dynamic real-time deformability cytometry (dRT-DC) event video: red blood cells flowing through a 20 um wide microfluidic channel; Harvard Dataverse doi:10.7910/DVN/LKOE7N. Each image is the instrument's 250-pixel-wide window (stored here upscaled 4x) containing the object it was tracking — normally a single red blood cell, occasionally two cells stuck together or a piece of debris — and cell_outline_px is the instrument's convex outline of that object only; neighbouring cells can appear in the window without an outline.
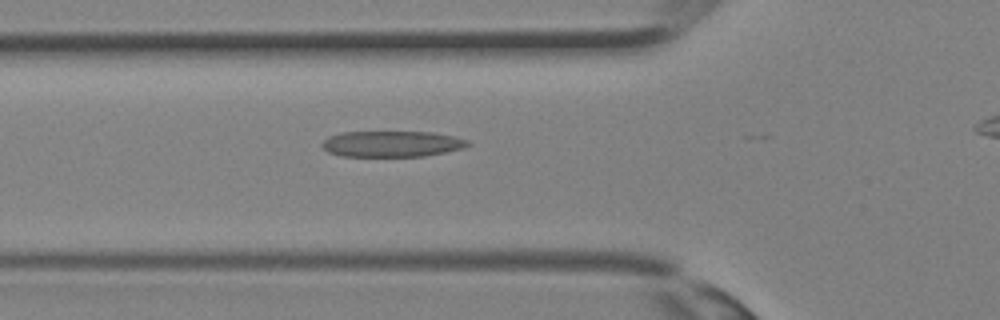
{"species": "Egyptian fruit bat (a non-hibernating species)", "species_latin": "Rousettus aegyptiacus", "temperature_condition": "room temperature", "stored_images_in_passage": 20, "camera_frame_rate_fps": 3000, "um_per_image_px": 0.085, "animal": {"sex": "female"}, "frame": {"image": 1, "passage_image": 3, "time_ms": 0.667, "image_size_px": [1000, 320], "cell_outline_px": [[472, 144], [464, 148], [424, 156], [340, 156], [328, 152], [320, 144], [328, 136], [340, 132], [432, 132], [452, 136], [468, 140]], "centroid_in_image_um": [33.29, 12.23], "position_along_channel_um": 92.5, "area_um2": 22.08}}
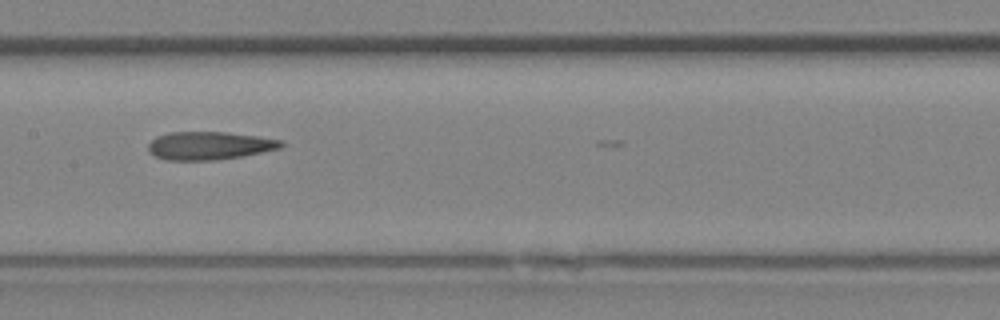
{"frame": {"image": 2, "passage_image": 8, "time_ms": 2.333, "image_size_px": [1000, 320], "cell_outline_px": [[284, 144], [280, 148], [244, 156], [216, 160], [164, 160], [148, 152], [148, 144], [156, 136], [168, 132], [224, 132], [256, 136], [284, 140]], "centroid_in_image_um": [17.78, 12.38], "position_along_channel_um": 189.6, "area_um2": 21.85}}
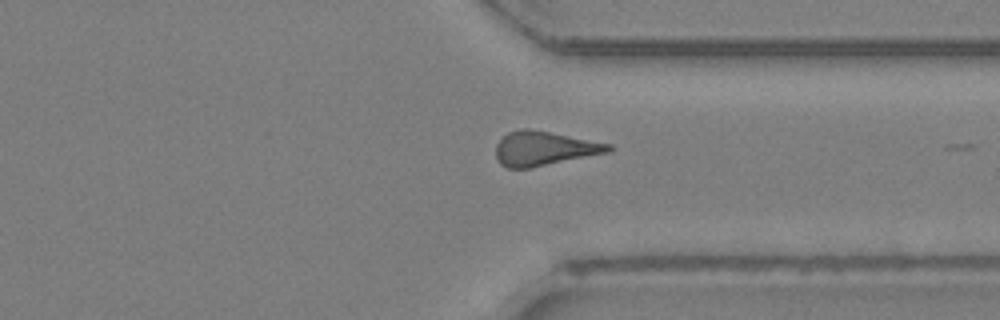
{"frame": {"image": 3, "passage_image": 17, "time_ms": 5.333, "image_size_px": [1000, 320], "cell_outline_px": [[612, 148], [608, 152], [528, 168], [508, 168], [500, 164], [496, 160], [496, 144], [508, 132], [524, 128], [528, 128], [612, 144]], "centroid_in_image_um": [46.21, 12.62], "position_along_channel_um": 365.2, "area_um2": 22.14}}